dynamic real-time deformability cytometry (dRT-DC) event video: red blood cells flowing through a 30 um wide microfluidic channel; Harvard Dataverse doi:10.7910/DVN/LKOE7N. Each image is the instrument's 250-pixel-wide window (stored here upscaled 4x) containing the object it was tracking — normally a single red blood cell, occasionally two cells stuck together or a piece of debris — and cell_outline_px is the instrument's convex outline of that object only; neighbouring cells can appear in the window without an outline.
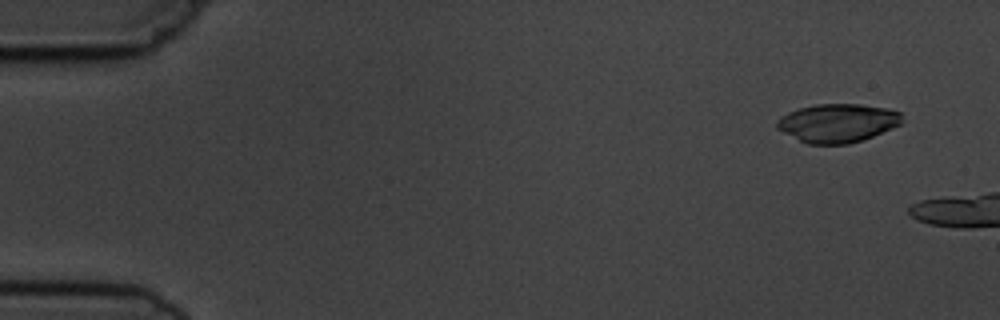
{"species": "common noctule bat (a hibernating species)", "species_latin": "Nyctalus noctula", "temperature_condition": "cold", "stored_images_in_passage": 4, "camera_frame_rate_fps": 3000, "um_per_image_px": 0.085, "animal": {"sex": "male", "body_mass_g": 19.5, "forearm_length_mm": 54.6}, "frame": {"image": 1, "passage_image": 2, "time_ms": 1.0, "image_size_px": [1000, 320], "cell_outline_px": [[904, 120], [900, 124], [892, 128], [872, 136], [848, 144], [808, 144], [776, 128], [776, 120], [788, 112], [800, 108], [816, 104], [860, 104], [888, 108], [900, 112]], "centroid_in_image_um": [71.21, 10.44], "position_along_channel_um": 13.8, "area_um2": 27.98}}